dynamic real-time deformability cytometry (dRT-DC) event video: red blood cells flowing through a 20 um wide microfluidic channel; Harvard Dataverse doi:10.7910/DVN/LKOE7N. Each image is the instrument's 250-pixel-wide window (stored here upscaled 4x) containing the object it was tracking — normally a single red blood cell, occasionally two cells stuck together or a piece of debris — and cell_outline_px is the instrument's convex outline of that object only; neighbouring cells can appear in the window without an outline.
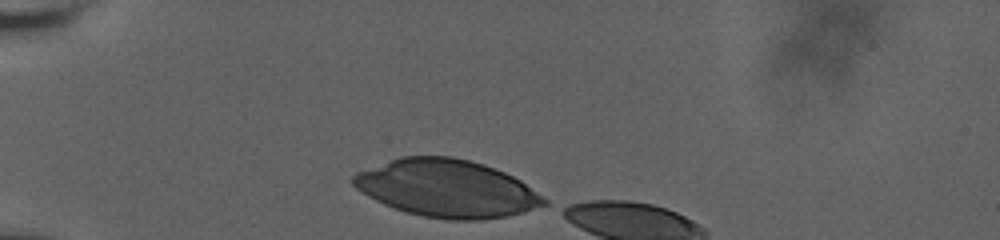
{"species": "human", "species_latin": "Homo sapiens", "temperature_condition": "room temperature", "stored_images_in_passage": 3, "camera_frame_rate_fps": 3000, "um_per_image_px": 0.085, "donor": {"sex": "male"}, "frame": {"image": 1, "passage_image": 1, "time_ms": 0.0, "image_size_px": [1000, 240], "cell_outline_px": [[548, 204], [524, 212], [484, 220], [448, 220], [424, 216], [408, 212], [384, 204], [368, 196], [356, 188], [352, 184], [352, 176], [356, 172], [400, 156], [452, 156], [484, 164], [504, 172], [520, 180], [548, 200]], "centroid_in_image_um": [37.98, 16.01], "position_along_channel_um": 47.0, "area_um2": 63.64}}